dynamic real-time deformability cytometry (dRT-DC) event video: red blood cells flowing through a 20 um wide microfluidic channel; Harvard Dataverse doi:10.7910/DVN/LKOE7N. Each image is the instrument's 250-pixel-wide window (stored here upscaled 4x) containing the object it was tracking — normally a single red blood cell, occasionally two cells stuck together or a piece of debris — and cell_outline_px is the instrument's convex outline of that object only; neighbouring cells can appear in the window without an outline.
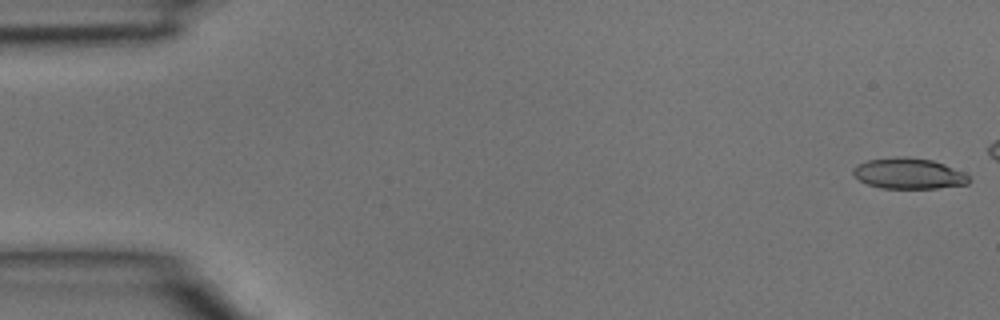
{"species": "common noctule bat (a hibernating species)", "species_latin": "Nyctalus noctula", "temperature_condition": "room temperature", "stored_images_in_passage": 2, "camera_frame_rate_fps": 3000, "um_per_image_px": 0.085, "animal": {"sex": "male", "body_mass_g": 15.6}, "frame": {"image": 1, "passage_image": 1, "time_ms": 0.0, "image_size_px": [1000, 320], "cell_outline_px": [[972, 180], [968, 184], [936, 188], [880, 188], [868, 184], [860, 180], [852, 172], [852, 168], [868, 160], [896, 156], [908, 156], [932, 160], [944, 164], [964, 172]], "centroid_in_image_um": [77.26, 14.74], "position_along_channel_um": 7.7, "area_um2": 20.81}}